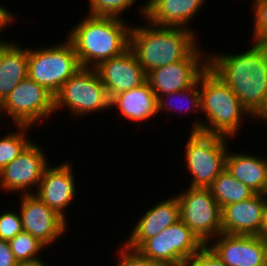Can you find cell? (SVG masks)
Listing matches in <instances>:
<instances>
[{"instance_id":"obj_1","label":"cell","mask_w":267,"mask_h":266,"mask_svg":"<svg viewBox=\"0 0 267 266\" xmlns=\"http://www.w3.org/2000/svg\"><path fill=\"white\" fill-rule=\"evenodd\" d=\"M208 54V67L236 94L256 121L267 119V43L240 54Z\"/></svg>"},{"instance_id":"obj_2","label":"cell","mask_w":267,"mask_h":266,"mask_svg":"<svg viewBox=\"0 0 267 266\" xmlns=\"http://www.w3.org/2000/svg\"><path fill=\"white\" fill-rule=\"evenodd\" d=\"M80 22V23H79ZM123 17L87 14L66 38L72 43L82 67L95 68L130 47L131 26Z\"/></svg>"},{"instance_id":"obj_3","label":"cell","mask_w":267,"mask_h":266,"mask_svg":"<svg viewBox=\"0 0 267 266\" xmlns=\"http://www.w3.org/2000/svg\"><path fill=\"white\" fill-rule=\"evenodd\" d=\"M199 90L201 113L204 112L206 121L194 119L190 131L220 135L231 140L239 135L242 117L255 119L231 88L209 67L199 77Z\"/></svg>"},{"instance_id":"obj_4","label":"cell","mask_w":267,"mask_h":266,"mask_svg":"<svg viewBox=\"0 0 267 266\" xmlns=\"http://www.w3.org/2000/svg\"><path fill=\"white\" fill-rule=\"evenodd\" d=\"M145 23L147 26L131 25L130 48L146 73L184 60L198 46L197 33L192 30Z\"/></svg>"},{"instance_id":"obj_5","label":"cell","mask_w":267,"mask_h":266,"mask_svg":"<svg viewBox=\"0 0 267 266\" xmlns=\"http://www.w3.org/2000/svg\"><path fill=\"white\" fill-rule=\"evenodd\" d=\"M33 49L28 47V77L55 95L82 68L72 43Z\"/></svg>"},{"instance_id":"obj_6","label":"cell","mask_w":267,"mask_h":266,"mask_svg":"<svg viewBox=\"0 0 267 266\" xmlns=\"http://www.w3.org/2000/svg\"><path fill=\"white\" fill-rule=\"evenodd\" d=\"M62 108L74 118L110 110V98L95 69L82 67L61 86L54 95L55 113Z\"/></svg>"},{"instance_id":"obj_7","label":"cell","mask_w":267,"mask_h":266,"mask_svg":"<svg viewBox=\"0 0 267 266\" xmlns=\"http://www.w3.org/2000/svg\"><path fill=\"white\" fill-rule=\"evenodd\" d=\"M185 145V164L192 175L191 187L208 188L225 169L227 137L190 131Z\"/></svg>"},{"instance_id":"obj_8","label":"cell","mask_w":267,"mask_h":266,"mask_svg":"<svg viewBox=\"0 0 267 266\" xmlns=\"http://www.w3.org/2000/svg\"><path fill=\"white\" fill-rule=\"evenodd\" d=\"M176 196L180 220L204 245L222 233L221 208L209 188L189 186Z\"/></svg>"},{"instance_id":"obj_9","label":"cell","mask_w":267,"mask_h":266,"mask_svg":"<svg viewBox=\"0 0 267 266\" xmlns=\"http://www.w3.org/2000/svg\"><path fill=\"white\" fill-rule=\"evenodd\" d=\"M3 113L7 115L6 118L15 123V126L34 127L39 124V121L55 113L54 95L27 77L10 92L0 105V114L5 117Z\"/></svg>"},{"instance_id":"obj_10","label":"cell","mask_w":267,"mask_h":266,"mask_svg":"<svg viewBox=\"0 0 267 266\" xmlns=\"http://www.w3.org/2000/svg\"><path fill=\"white\" fill-rule=\"evenodd\" d=\"M205 245L181 220L147 239L137 250L159 265L194 258Z\"/></svg>"},{"instance_id":"obj_11","label":"cell","mask_w":267,"mask_h":266,"mask_svg":"<svg viewBox=\"0 0 267 266\" xmlns=\"http://www.w3.org/2000/svg\"><path fill=\"white\" fill-rule=\"evenodd\" d=\"M200 47L198 45L184 60L147 72L146 81L157 96L185 90L198 81L208 68V55Z\"/></svg>"},{"instance_id":"obj_12","label":"cell","mask_w":267,"mask_h":266,"mask_svg":"<svg viewBox=\"0 0 267 266\" xmlns=\"http://www.w3.org/2000/svg\"><path fill=\"white\" fill-rule=\"evenodd\" d=\"M34 142L33 140L23 153L0 171V190L7 193L17 191L22 195L35 193L32 188L38 187L44 170L50 163L42 146Z\"/></svg>"},{"instance_id":"obj_13","label":"cell","mask_w":267,"mask_h":266,"mask_svg":"<svg viewBox=\"0 0 267 266\" xmlns=\"http://www.w3.org/2000/svg\"><path fill=\"white\" fill-rule=\"evenodd\" d=\"M19 213L23 231L30 233L46 247L62 239L68 223L55 210L49 208L34 194L20 195Z\"/></svg>"},{"instance_id":"obj_14","label":"cell","mask_w":267,"mask_h":266,"mask_svg":"<svg viewBox=\"0 0 267 266\" xmlns=\"http://www.w3.org/2000/svg\"><path fill=\"white\" fill-rule=\"evenodd\" d=\"M216 239L206 246L226 266H267L266 239L260 236L225 233L219 234Z\"/></svg>"},{"instance_id":"obj_15","label":"cell","mask_w":267,"mask_h":266,"mask_svg":"<svg viewBox=\"0 0 267 266\" xmlns=\"http://www.w3.org/2000/svg\"><path fill=\"white\" fill-rule=\"evenodd\" d=\"M75 183L72 164L67 160L57 166L49 164L34 195L68 221L66 210L75 198Z\"/></svg>"},{"instance_id":"obj_16","label":"cell","mask_w":267,"mask_h":266,"mask_svg":"<svg viewBox=\"0 0 267 266\" xmlns=\"http://www.w3.org/2000/svg\"><path fill=\"white\" fill-rule=\"evenodd\" d=\"M94 69L109 98L136 88L144 84L147 79V73L130 47L122 54L101 62Z\"/></svg>"},{"instance_id":"obj_17","label":"cell","mask_w":267,"mask_h":266,"mask_svg":"<svg viewBox=\"0 0 267 266\" xmlns=\"http://www.w3.org/2000/svg\"><path fill=\"white\" fill-rule=\"evenodd\" d=\"M266 194L252 197L221 208L222 233L260 236Z\"/></svg>"},{"instance_id":"obj_18","label":"cell","mask_w":267,"mask_h":266,"mask_svg":"<svg viewBox=\"0 0 267 266\" xmlns=\"http://www.w3.org/2000/svg\"><path fill=\"white\" fill-rule=\"evenodd\" d=\"M205 3L206 0H147L139 8V15L156 26L184 27L195 32L189 24Z\"/></svg>"},{"instance_id":"obj_19","label":"cell","mask_w":267,"mask_h":266,"mask_svg":"<svg viewBox=\"0 0 267 266\" xmlns=\"http://www.w3.org/2000/svg\"><path fill=\"white\" fill-rule=\"evenodd\" d=\"M173 196L159 201L140 216L124 244L137 250L147 239L156 236L165 228L179 221V203L177 196Z\"/></svg>"},{"instance_id":"obj_20","label":"cell","mask_w":267,"mask_h":266,"mask_svg":"<svg viewBox=\"0 0 267 266\" xmlns=\"http://www.w3.org/2000/svg\"><path fill=\"white\" fill-rule=\"evenodd\" d=\"M116 106L120 116L128 121L143 122L158 114V99L148 82L110 98V108Z\"/></svg>"},{"instance_id":"obj_21","label":"cell","mask_w":267,"mask_h":266,"mask_svg":"<svg viewBox=\"0 0 267 266\" xmlns=\"http://www.w3.org/2000/svg\"><path fill=\"white\" fill-rule=\"evenodd\" d=\"M225 158L226 170L253 192L265 194L267 191V159L247 153H231Z\"/></svg>"},{"instance_id":"obj_22","label":"cell","mask_w":267,"mask_h":266,"mask_svg":"<svg viewBox=\"0 0 267 266\" xmlns=\"http://www.w3.org/2000/svg\"><path fill=\"white\" fill-rule=\"evenodd\" d=\"M22 47L13 41L0 44V105L28 77V48Z\"/></svg>"},{"instance_id":"obj_23","label":"cell","mask_w":267,"mask_h":266,"mask_svg":"<svg viewBox=\"0 0 267 266\" xmlns=\"http://www.w3.org/2000/svg\"><path fill=\"white\" fill-rule=\"evenodd\" d=\"M208 188L220 208L246 200L255 194L248 186L232 176L226 168Z\"/></svg>"},{"instance_id":"obj_24","label":"cell","mask_w":267,"mask_h":266,"mask_svg":"<svg viewBox=\"0 0 267 266\" xmlns=\"http://www.w3.org/2000/svg\"><path fill=\"white\" fill-rule=\"evenodd\" d=\"M157 99H158V114H160V112L163 110H166L168 112L169 111L171 112V110L173 112L175 110H178L177 112H180L184 107V103H186L185 104L186 106L183 109L184 111L182 110L181 113L185 112L187 114V111L190 112L191 114H194L195 112L200 113L201 97L199 90V79L192 87H189L182 91H177L170 94L157 96Z\"/></svg>"},{"instance_id":"obj_25","label":"cell","mask_w":267,"mask_h":266,"mask_svg":"<svg viewBox=\"0 0 267 266\" xmlns=\"http://www.w3.org/2000/svg\"><path fill=\"white\" fill-rule=\"evenodd\" d=\"M16 127H18L16 132L10 131V133H6L0 138V171L23 153L33 142L26 134L30 131L31 126L16 125Z\"/></svg>"},{"instance_id":"obj_26","label":"cell","mask_w":267,"mask_h":266,"mask_svg":"<svg viewBox=\"0 0 267 266\" xmlns=\"http://www.w3.org/2000/svg\"><path fill=\"white\" fill-rule=\"evenodd\" d=\"M9 244L17 262L40 259L39 253H43V249L46 248L42 242L26 231L17 234Z\"/></svg>"},{"instance_id":"obj_27","label":"cell","mask_w":267,"mask_h":266,"mask_svg":"<svg viewBox=\"0 0 267 266\" xmlns=\"http://www.w3.org/2000/svg\"><path fill=\"white\" fill-rule=\"evenodd\" d=\"M89 15L119 17L123 11L129 12L136 0H88Z\"/></svg>"},{"instance_id":"obj_28","label":"cell","mask_w":267,"mask_h":266,"mask_svg":"<svg viewBox=\"0 0 267 266\" xmlns=\"http://www.w3.org/2000/svg\"><path fill=\"white\" fill-rule=\"evenodd\" d=\"M253 13H254V30L253 39L254 43H267V0H254Z\"/></svg>"},{"instance_id":"obj_29","label":"cell","mask_w":267,"mask_h":266,"mask_svg":"<svg viewBox=\"0 0 267 266\" xmlns=\"http://www.w3.org/2000/svg\"><path fill=\"white\" fill-rule=\"evenodd\" d=\"M1 213H0V239L9 242L17 234L23 231L21 216L19 211L12 212L11 210Z\"/></svg>"},{"instance_id":"obj_30","label":"cell","mask_w":267,"mask_h":266,"mask_svg":"<svg viewBox=\"0 0 267 266\" xmlns=\"http://www.w3.org/2000/svg\"><path fill=\"white\" fill-rule=\"evenodd\" d=\"M119 261L115 266H160L157 262L143 256L138 250L122 244V248L117 252Z\"/></svg>"},{"instance_id":"obj_31","label":"cell","mask_w":267,"mask_h":266,"mask_svg":"<svg viewBox=\"0 0 267 266\" xmlns=\"http://www.w3.org/2000/svg\"><path fill=\"white\" fill-rule=\"evenodd\" d=\"M193 266H226L206 245L193 258Z\"/></svg>"},{"instance_id":"obj_32","label":"cell","mask_w":267,"mask_h":266,"mask_svg":"<svg viewBox=\"0 0 267 266\" xmlns=\"http://www.w3.org/2000/svg\"><path fill=\"white\" fill-rule=\"evenodd\" d=\"M17 264L9 242L0 239V266H17Z\"/></svg>"},{"instance_id":"obj_33","label":"cell","mask_w":267,"mask_h":266,"mask_svg":"<svg viewBox=\"0 0 267 266\" xmlns=\"http://www.w3.org/2000/svg\"><path fill=\"white\" fill-rule=\"evenodd\" d=\"M16 15L12 14L10 10L0 5V33L1 31L7 29L6 27H9L12 23L16 22ZM15 20V21H14ZM5 28V29H4ZM2 36L0 37V44L2 43H7L11 41H6L1 39Z\"/></svg>"},{"instance_id":"obj_34","label":"cell","mask_w":267,"mask_h":266,"mask_svg":"<svg viewBox=\"0 0 267 266\" xmlns=\"http://www.w3.org/2000/svg\"><path fill=\"white\" fill-rule=\"evenodd\" d=\"M260 237L267 240V200L265 201L260 228Z\"/></svg>"},{"instance_id":"obj_35","label":"cell","mask_w":267,"mask_h":266,"mask_svg":"<svg viewBox=\"0 0 267 266\" xmlns=\"http://www.w3.org/2000/svg\"><path fill=\"white\" fill-rule=\"evenodd\" d=\"M160 266H193V258L181 260L178 262L166 263V264H162Z\"/></svg>"},{"instance_id":"obj_36","label":"cell","mask_w":267,"mask_h":266,"mask_svg":"<svg viewBox=\"0 0 267 266\" xmlns=\"http://www.w3.org/2000/svg\"><path fill=\"white\" fill-rule=\"evenodd\" d=\"M17 266H47V264L40 258L33 261L18 262Z\"/></svg>"}]
</instances>
